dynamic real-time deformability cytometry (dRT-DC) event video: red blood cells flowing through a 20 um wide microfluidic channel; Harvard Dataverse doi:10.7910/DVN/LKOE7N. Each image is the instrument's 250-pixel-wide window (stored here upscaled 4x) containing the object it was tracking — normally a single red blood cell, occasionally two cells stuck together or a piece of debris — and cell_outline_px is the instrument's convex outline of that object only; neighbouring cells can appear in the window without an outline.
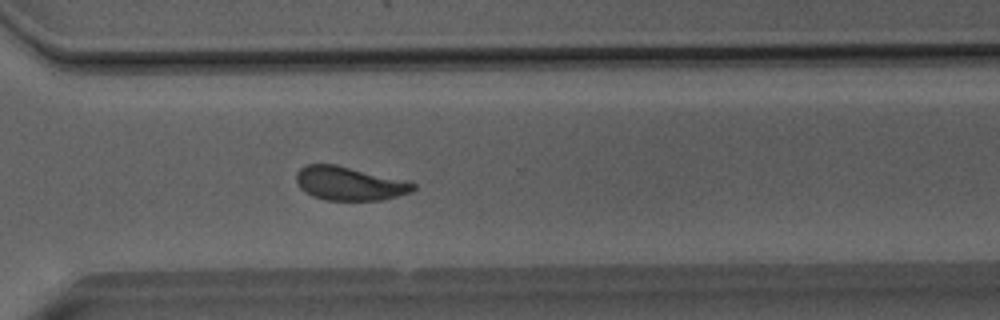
{"species": "Egyptian fruit bat (a non-hibernating species)", "species_latin": "Rousettus aegyptiacus", "temperature_condition": "room temperature", "stored_images_in_passage": 51, "camera_frame_rate_fps": 3000, "um_per_image_px": 0.085, "animal": {"sex": "male"}, "frame": {"image": 1, "passage_image": 37, "time_ms": 12.0, "image_size_px": [1000, 320], "cell_outline_px": [[416, 188], [412, 192], [380, 200], [324, 200], [312, 196], [300, 188], [296, 180], [296, 172], [300, 168], [308, 164], [336, 164], [416, 184]], "centroid_in_image_um": [29.64, 15.6], "position_along_channel_um": 341.0, "area_um2": 22.6}}
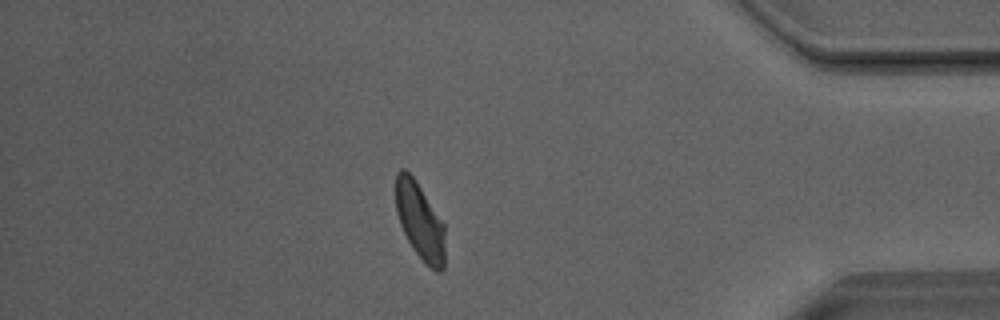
{"frame": {"image": 2, "passage_image": 44, "time_ms": 14.333, "image_size_px": [1000, 320], "cell_outline_px": [[444, 268], [440, 272], [436, 272], [412, 248], [400, 224], [396, 212], [396, 172], [400, 168], [404, 168], [412, 176], [444, 224]], "centroid_in_image_um": [35.68, 18.78], "position_along_channel_um": 399.5, "area_um2": 21.56}}
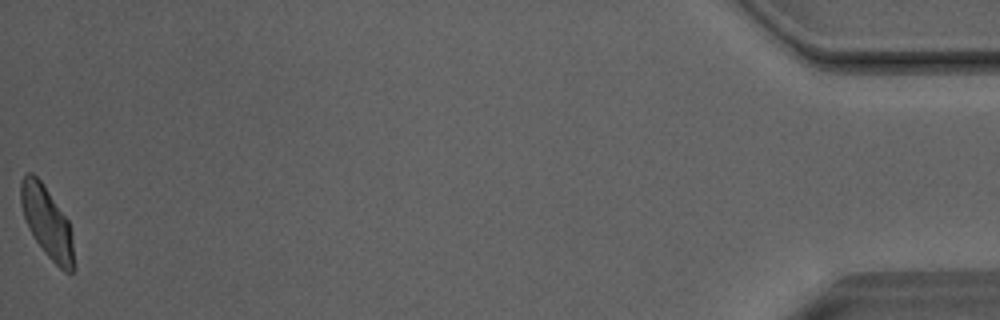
{"frame": {"image": 3, "passage_image": 51, "time_ms": 16.667, "image_size_px": [1000, 320], "cell_outline_px": [[76, 268], [72, 272], [64, 272], [44, 252], [36, 240], [24, 216], [20, 204], [20, 184], [24, 176], [28, 172], [32, 172], [40, 180], [68, 220], [72, 236]], "centroid_in_image_um": [4.02, 18.92], "position_along_channel_um": 431.2, "area_um2": 21.73}, "authors_computed_cell_mechanics": {"area_um2": 23.698, "velocity_mm_per_s": 4.0419, "shape_relaxation_time_tau1_ms": 6.7091, "shape_relaxation_time_tau2_ms": 1.3014, "deformation_change_tau1": 0.1575, "deformation_change_tau2": 0.0775}}